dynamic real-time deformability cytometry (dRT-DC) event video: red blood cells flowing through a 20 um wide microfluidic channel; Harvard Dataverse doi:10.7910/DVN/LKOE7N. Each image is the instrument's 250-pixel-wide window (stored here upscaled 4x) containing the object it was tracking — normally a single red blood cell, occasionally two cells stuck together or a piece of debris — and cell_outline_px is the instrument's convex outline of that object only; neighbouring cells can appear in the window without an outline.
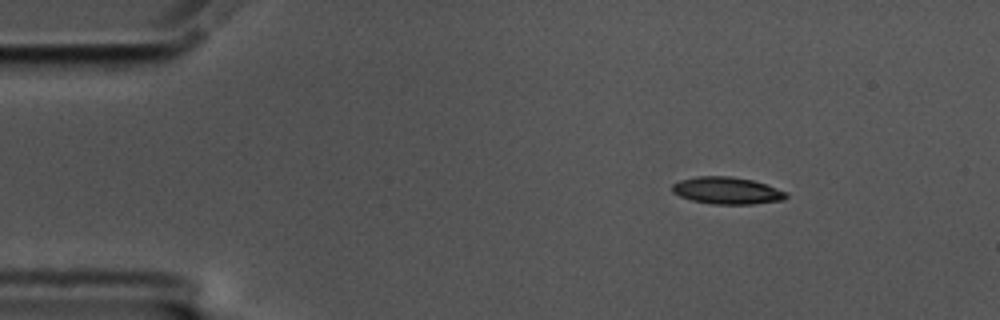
{"species": "common noctule bat (a hibernating species)", "species_latin": "Nyctalus noctula", "temperature_condition": "cold", "stored_images_in_passage": 50, "camera_frame_rate_fps": 3000, "um_per_image_px": 0.085, "animal": {"sex": "male", "body_mass_g": 17.5, "forearm_length_mm": 52.3}, "frame": {"image": 1, "passage_image": 1, "time_ms": 0.0, "image_size_px": [1000, 320], "cell_outline_px": [[788, 196], [784, 200], [752, 204], [712, 204], [692, 200], [680, 196], [672, 192], [672, 184], [680, 180], [696, 176], [728, 176], [752, 180], [788, 192]], "centroid_in_image_um": [61.79, 16.2], "position_along_channel_um": 23.2, "area_um2": 17.92}}
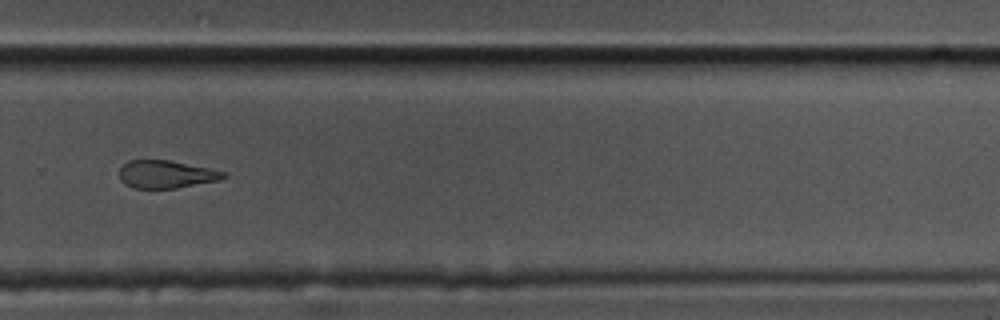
{"frame": {"image": 2, "passage_image": 32, "time_ms": 10.333, "image_size_px": [1000, 320], "cell_outline_px": [[228, 176], [220, 180], [176, 188], [132, 188], [124, 184], [120, 180], [120, 168], [128, 160], [168, 160], [228, 172]], "centroid_in_image_um": [14.13, 14.82], "position_along_channel_um": 315.7, "area_um2": 16.88}}
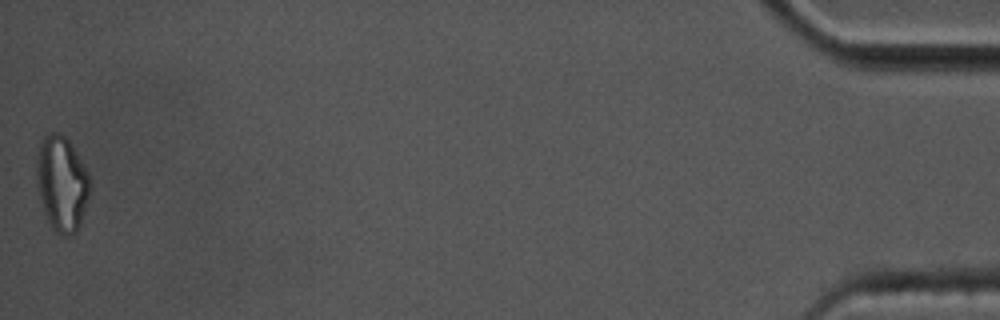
{"frame": {"image": 3, "passage_image": 50, "time_ms": 16.333, "image_size_px": [1000, 320], "cell_outline_px": [[92, 188], [80, 224], [76, 232], [72, 236], [64, 236], [56, 232], [52, 228], [44, 212], [36, 180], [36, 156], [40, 140], [44, 136], [52, 132], [56, 132], [64, 136], [72, 144], [88, 172]], "centroid_in_image_um": [5.26, 15.59], "position_along_channel_um": 429.9, "area_um2": 29.94}, "authors_computed_cell_mechanics": {"area_um2": 18.4671, "velocity_mm_per_s": 3.5163, "shape_relaxation_time_tau1_ms": 5.8286, "shape_relaxation_time_tau2_ms": 6.2257, "deformation_change_tau1": 0.1546, "deformation_change_tau2": 0.172}}